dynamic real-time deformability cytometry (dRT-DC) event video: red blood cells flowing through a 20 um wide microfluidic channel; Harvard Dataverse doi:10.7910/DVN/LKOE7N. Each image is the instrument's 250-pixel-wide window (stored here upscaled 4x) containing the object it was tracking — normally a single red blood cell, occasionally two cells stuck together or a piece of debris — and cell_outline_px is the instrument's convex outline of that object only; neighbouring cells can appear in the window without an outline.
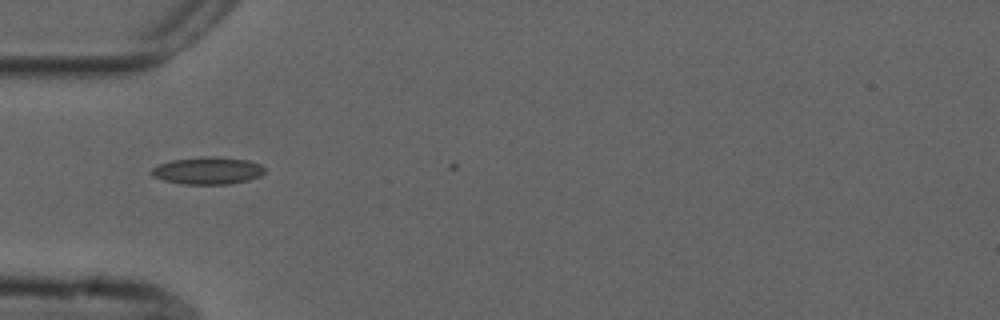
{"species": "common noctule bat (a hibernating species)", "species_latin": "Nyctalus noctula", "temperature_condition": "cold", "stored_images_in_passage": 3, "camera_frame_rate_fps": 3000, "um_per_image_px": 0.085, "animal": {"sex": "male", "forearm_length_mm": 52.5}, "frame": {"image": 1, "passage_image": 2, "time_ms": 0.333, "image_size_px": [1000, 320], "cell_outline_px": [[264, 172], [260, 176], [248, 180], [228, 184], [180, 184], [164, 180], [152, 176], [152, 168], [160, 164], [172, 160], [204, 156], [216, 156], [248, 160], [260, 164], [264, 168]], "centroid_in_image_um": [17.66, 14.5], "position_along_channel_um": 67.3, "area_um2": 17.98}}